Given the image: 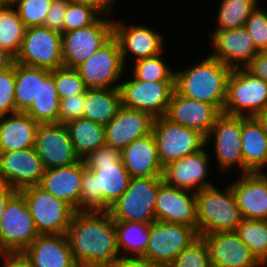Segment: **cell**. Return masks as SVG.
<instances>
[{
  "instance_id": "43",
  "label": "cell",
  "mask_w": 267,
  "mask_h": 267,
  "mask_svg": "<svg viewBox=\"0 0 267 267\" xmlns=\"http://www.w3.org/2000/svg\"><path fill=\"white\" fill-rule=\"evenodd\" d=\"M53 0H20L16 7L20 19L27 28L43 26Z\"/></svg>"
},
{
  "instance_id": "32",
  "label": "cell",
  "mask_w": 267,
  "mask_h": 267,
  "mask_svg": "<svg viewBox=\"0 0 267 267\" xmlns=\"http://www.w3.org/2000/svg\"><path fill=\"white\" fill-rule=\"evenodd\" d=\"M60 98L51 70L40 68V92L25 111L39 124L59 123Z\"/></svg>"
},
{
  "instance_id": "52",
  "label": "cell",
  "mask_w": 267,
  "mask_h": 267,
  "mask_svg": "<svg viewBox=\"0 0 267 267\" xmlns=\"http://www.w3.org/2000/svg\"><path fill=\"white\" fill-rule=\"evenodd\" d=\"M17 191L9 184L0 181V220L6 203Z\"/></svg>"
},
{
  "instance_id": "42",
  "label": "cell",
  "mask_w": 267,
  "mask_h": 267,
  "mask_svg": "<svg viewBox=\"0 0 267 267\" xmlns=\"http://www.w3.org/2000/svg\"><path fill=\"white\" fill-rule=\"evenodd\" d=\"M101 13L91 5L70 1L66 10L63 33L92 25Z\"/></svg>"
},
{
  "instance_id": "17",
  "label": "cell",
  "mask_w": 267,
  "mask_h": 267,
  "mask_svg": "<svg viewBox=\"0 0 267 267\" xmlns=\"http://www.w3.org/2000/svg\"><path fill=\"white\" fill-rule=\"evenodd\" d=\"M242 116L221 113L206 138V144L212 138L215 141V155L223 171L239 165L243 174L242 153ZM215 136V137H213Z\"/></svg>"
},
{
  "instance_id": "25",
  "label": "cell",
  "mask_w": 267,
  "mask_h": 267,
  "mask_svg": "<svg viewBox=\"0 0 267 267\" xmlns=\"http://www.w3.org/2000/svg\"><path fill=\"white\" fill-rule=\"evenodd\" d=\"M230 186L242 219L267 220V180L260 172L243 173Z\"/></svg>"
},
{
  "instance_id": "48",
  "label": "cell",
  "mask_w": 267,
  "mask_h": 267,
  "mask_svg": "<svg viewBox=\"0 0 267 267\" xmlns=\"http://www.w3.org/2000/svg\"><path fill=\"white\" fill-rule=\"evenodd\" d=\"M245 68L254 76L267 82V49L261 50Z\"/></svg>"
},
{
  "instance_id": "56",
  "label": "cell",
  "mask_w": 267,
  "mask_h": 267,
  "mask_svg": "<svg viewBox=\"0 0 267 267\" xmlns=\"http://www.w3.org/2000/svg\"><path fill=\"white\" fill-rule=\"evenodd\" d=\"M262 174V176L267 180V173L265 171H261L260 172Z\"/></svg>"
},
{
  "instance_id": "12",
  "label": "cell",
  "mask_w": 267,
  "mask_h": 267,
  "mask_svg": "<svg viewBox=\"0 0 267 267\" xmlns=\"http://www.w3.org/2000/svg\"><path fill=\"white\" fill-rule=\"evenodd\" d=\"M124 68L120 45L114 36L75 67L87 88H119Z\"/></svg>"
},
{
  "instance_id": "7",
  "label": "cell",
  "mask_w": 267,
  "mask_h": 267,
  "mask_svg": "<svg viewBox=\"0 0 267 267\" xmlns=\"http://www.w3.org/2000/svg\"><path fill=\"white\" fill-rule=\"evenodd\" d=\"M25 198L39 235L66 234L75 210L39 185L19 191Z\"/></svg>"
},
{
  "instance_id": "29",
  "label": "cell",
  "mask_w": 267,
  "mask_h": 267,
  "mask_svg": "<svg viewBox=\"0 0 267 267\" xmlns=\"http://www.w3.org/2000/svg\"><path fill=\"white\" fill-rule=\"evenodd\" d=\"M38 125L22 111L0 116V152L33 148Z\"/></svg>"
},
{
  "instance_id": "11",
  "label": "cell",
  "mask_w": 267,
  "mask_h": 267,
  "mask_svg": "<svg viewBox=\"0 0 267 267\" xmlns=\"http://www.w3.org/2000/svg\"><path fill=\"white\" fill-rule=\"evenodd\" d=\"M15 62L48 70L64 66L62 34L45 26L27 28Z\"/></svg>"
},
{
  "instance_id": "55",
  "label": "cell",
  "mask_w": 267,
  "mask_h": 267,
  "mask_svg": "<svg viewBox=\"0 0 267 267\" xmlns=\"http://www.w3.org/2000/svg\"><path fill=\"white\" fill-rule=\"evenodd\" d=\"M20 0H1V5H9L14 6L17 4Z\"/></svg>"
},
{
  "instance_id": "46",
  "label": "cell",
  "mask_w": 267,
  "mask_h": 267,
  "mask_svg": "<svg viewBox=\"0 0 267 267\" xmlns=\"http://www.w3.org/2000/svg\"><path fill=\"white\" fill-rule=\"evenodd\" d=\"M85 93L60 99L59 123L83 118Z\"/></svg>"
},
{
  "instance_id": "15",
  "label": "cell",
  "mask_w": 267,
  "mask_h": 267,
  "mask_svg": "<svg viewBox=\"0 0 267 267\" xmlns=\"http://www.w3.org/2000/svg\"><path fill=\"white\" fill-rule=\"evenodd\" d=\"M34 149L46 169L69 166L80 160L76 154L68 129L62 123L39 124Z\"/></svg>"
},
{
  "instance_id": "20",
  "label": "cell",
  "mask_w": 267,
  "mask_h": 267,
  "mask_svg": "<svg viewBox=\"0 0 267 267\" xmlns=\"http://www.w3.org/2000/svg\"><path fill=\"white\" fill-rule=\"evenodd\" d=\"M220 114L214 105L185 97L175 89L164 116L207 137Z\"/></svg>"
},
{
  "instance_id": "38",
  "label": "cell",
  "mask_w": 267,
  "mask_h": 267,
  "mask_svg": "<svg viewBox=\"0 0 267 267\" xmlns=\"http://www.w3.org/2000/svg\"><path fill=\"white\" fill-rule=\"evenodd\" d=\"M258 0H222L217 13V30L242 28Z\"/></svg>"
},
{
  "instance_id": "24",
  "label": "cell",
  "mask_w": 267,
  "mask_h": 267,
  "mask_svg": "<svg viewBox=\"0 0 267 267\" xmlns=\"http://www.w3.org/2000/svg\"><path fill=\"white\" fill-rule=\"evenodd\" d=\"M155 220L183 224L197 230L195 193L163 182L156 200Z\"/></svg>"
},
{
  "instance_id": "16",
  "label": "cell",
  "mask_w": 267,
  "mask_h": 267,
  "mask_svg": "<svg viewBox=\"0 0 267 267\" xmlns=\"http://www.w3.org/2000/svg\"><path fill=\"white\" fill-rule=\"evenodd\" d=\"M45 168L33 148L0 152V181L16 191L40 185Z\"/></svg>"
},
{
  "instance_id": "6",
  "label": "cell",
  "mask_w": 267,
  "mask_h": 267,
  "mask_svg": "<svg viewBox=\"0 0 267 267\" xmlns=\"http://www.w3.org/2000/svg\"><path fill=\"white\" fill-rule=\"evenodd\" d=\"M266 108L267 82L254 76L246 68L232 69L227 80V97L223 113L255 117Z\"/></svg>"
},
{
  "instance_id": "40",
  "label": "cell",
  "mask_w": 267,
  "mask_h": 267,
  "mask_svg": "<svg viewBox=\"0 0 267 267\" xmlns=\"http://www.w3.org/2000/svg\"><path fill=\"white\" fill-rule=\"evenodd\" d=\"M60 99L85 93L87 87L75 68L61 66L51 70Z\"/></svg>"
},
{
  "instance_id": "51",
  "label": "cell",
  "mask_w": 267,
  "mask_h": 267,
  "mask_svg": "<svg viewBox=\"0 0 267 267\" xmlns=\"http://www.w3.org/2000/svg\"><path fill=\"white\" fill-rule=\"evenodd\" d=\"M73 2H79L88 4L96 8L102 15L109 16L112 14V4L115 0H70Z\"/></svg>"
},
{
  "instance_id": "47",
  "label": "cell",
  "mask_w": 267,
  "mask_h": 267,
  "mask_svg": "<svg viewBox=\"0 0 267 267\" xmlns=\"http://www.w3.org/2000/svg\"><path fill=\"white\" fill-rule=\"evenodd\" d=\"M69 2L70 0H53L43 26L62 34L65 14Z\"/></svg>"
},
{
  "instance_id": "30",
  "label": "cell",
  "mask_w": 267,
  "mask_h": 267,
  "mask_svg": "<svg viewBox=\"0 0 267 267\" xmlns=\"http://www.w3.org/2000/svg\"><path fill=\"white\" fill-rule=\"evenodd\" d=\"M243 173H256L267 167V134L255 117L242 116Z\"/></svg>"
},
{
  "instance_id": "41",
  "label": "cell",
  "mask_w": 267,
  "mask_h": 267,
  "mask_svg": "<svg viewBox=\"0 0 267 267\" xmlns=\"http://www.w3.org/2000/svg\"><path fill=\"white\" fill-rule=\"evenodd\" d=\"M167 267H211L209 249L202 236L182 250Z\"/></svg>"
},
{
  "instance_id": "35",
  "label": "cell",
  "mask_w": 267,
  "mask_h": 267,
  "mask_svg": "<svg viewBox=\"0 0 267 267\" xmlns=\"http://www.w3.org/2000/svg\"><path fill=\"white\" fill-rule=\"evenodd\" d=\"M40 92V68L15 62L16 112H25L37 100Z\"/></svg>"
},
{
  "instance_id": "14",
  "label": "cell",
  "mask_w": 267,
  "mask_h": 267,
  "mask_svg": "<svg viewBox=\"0 0 267 267\" xmlns=\"http://www.w3.org/2000/svg\"><path fill=\"white\" fill-rule=\"evenodd\" d=\"M132 79L120 83L122 106L147 112L154 118L164 116L175 90V81Z\"/></svg>"
},
{
  "instance_id": "5",
  "label": "cell",
  "mask_w": 267,
  "mask_h": 267,
  "mask_svg": "<svg viewBox=\"0 0 267 267\" xmlns=\"http://www.w3.org/2000/svg\"><path fill=\"white\" fill-rule=\"evenodd\" d=\"M162 176L134 177L127 190L110 206L114 221L152 223L155 221V206Z\"/></svg>"
},
{
  "instance_id": "21",
  "label": "cell",
  "mask_w": 267,
  "mask_h": 267,
  "mask_svg": "<svg viewBox=\"0 0 267 267\" xmlns=\"http://www.w3.org/2000/svg\"><path fill=\"white\" fill-rule=\"evenodd\" d=\"M154 117L144 111L124 106L114 118L105 125V144L122 150L136 139L152 132Z\"/></svg>"
},
{
  "instance_id": "26",
  "label": "cell",
  "mask_w": 267,
  "mask_h": 267,
  "mask_svg": "<svg viewBox=\"0 0 267 267\" xmlns=\"http://www.w3.org/2000/svg\"><path fill=\"white\" fill-rule=\"evenodd\" d=\"M23 253L33 267H79L66 234L38 235Z\"/></svg>"
},
{
  "instance_id": "10",
  "label": "cell",
  "mask_w": 267,
  "mask_h": 267,
  "mask_svg": "<svg viewBox=\"0 0 267 267\" xmlns=\"http://www.w3.org/2000/svg\"><path fill=\"white\" fill-rule=\"evenodd\" d=\"M23 195L17 191L6 203L0 220V254L23 252L38 236Z\"/></svg>"
},
{
  "instance_id": "19",
  "label": "cell",
  "mask_w": 267,
  "mask_h": 267,
  "mask_svg": "<svg viewBox=\"0 0 267 267\" xmlns=\"http://www.w3.org/2000/svg\"><path fill=\"white\" fill-rule=\"evenodd\" d=\"M208 249L211 267L263 266L235 231L202 235Z\"/></svg>"
},
{
  "instance_id": "44",
  "label": "cell",
  "mask_w": 267,
  "mask_h": 267,
  "mask_svg": "<svg viewBox=\"0 0 267 267\" xmlns=\"http://www.w3.org/2000/svg\"><path fill=\"white\" fill-rule=\"evenodd\" d=\"M15 63L7 70L0 71V116L16 112Z\"/></svg>"
},
{
  "instance_id": "33",
  "label": "cell",
  "mask_w": 267,
  "mask_h": 267,
  "mask_svg": "<svg viewBox=\"0 0 267 267\" xmlns=\"http://www.w3.org/2000/svg\"><path fill=\"white\" fill-rule=\"evenodd\" d=\"M70 139L76 154L83 159L88 153L105 145V127L94 121L79 118L67 122Z\"/></svg>"
},
{
  "instance_id": "3",
  "label": "cell",
  "mask_w": 267,
  "mask_h": 267,
  "mask_svg": "<svg viewBox=\"0 0 267 267\" xmlns=\"http://www.w3.org/2000/svg\"><path fill=\"white\" fill-rule=\"evenodd\" d=\"M231 68L208 56L201 63L175 72V89L183 96L214 105L221 113L226 103Z\"/></svg>"
},
{
  "instance_id": "18",
  "label": "cell",
  "mask_w": 267,
  "mask_h": 267,
  "mask_svg": "<svg viewBox=\"0 0 267 267\" xmlns=\"http://www.w3.org/2000/svg\"><path fill=\"white\" fill-rule=\"evenodd\" d=\"M211 42L215 52L210 56L231 69L245 68L260 52L245 27L213 31Z\"/></svg>"
},
{
  "instance_id": "50",
  "label": "cell",
  "mask_w": 267,
  "mask_h": 267,
  "mask_svg": "<svg viewBox=\"0 0 267 267\" xmlns=\"http://www.w3.org/2000/svg\"><path fill=\"white\" fill-rule=\"evenodd\" d=\"M105 267H157L142 258H122L115 260Z\"/></svg>"
},
{
  "instance_id": "28",
  "label": "cell",
  "mask_w": 267,
  "mask_h": 267,
  "mask_svg": "<svg viewBox=\"0 0 267 267\" xmlns=\"http://www.w3.org/2000/svg\"><path fill=\"white\" fill-rule=\"evenodd\" d=\"M121 161L131 178L162 176L163 173L152 132L123 148Z\"/></svg>"
},
{
  "instance_id": "36",
  "label": "cell",
  "mask_w": 267,
  "mask_h": 267,
  "mask_svg": "<svg viewBox=\"0 0 267 267\" xmlns=\"http://www.w3.org/2000/svg\"><path fill=\"white\" fill-rule=\"evenodd\" d=\"M26 29L15 6L0 5V46L14 57L20 50Z\"/></svg>"
},
{
  "instance_id": "4",
  "label": "cell",
  "mask_w": 267,
  "mask_h": 267,
  "mask_svg": "<svg viewBox=\"0 0 267 267\" xmlns=\"http://www.w3.org/2000/svg\"><path fill=\"white\" fill-rule=\"evenodd\" d=\"M224 191L214 185L195 193L199 236L235 231L242 217L230 184Z\"/></svg>"
},
{
  "instance_id": "2",
  "label": "cell",
  "mask_w": 267,
  "mask_h": 267,
  "mask_svg": "<svg viewBox=\"0 0 267 267\" xmlns=\"http://www.w3.org/2000/svg\"><path fill=\"white\" fill-rule=\"evenodd\" d=\"M66 235L79 267H105L121 257L109 211H75Z\"/></svg>"
},
{
  "instance_id": "23",
  "label": "cell",
  "mask_w": 267,
  "mask_h": 267,
  "mask_svg": "<svg viewBox=\"0 0 267 267\" xmlns=\"http://www.w3.org/2000/svg\"><path fill=\"white\" fill-rule=\"evenodd\" d=\"M125 25L113 21V36L119 42L124 66L128 53L134 56L136 62L164 51V39L160 33L142 25Z\"/></svg>"
},
{
  "instance_id": "45",
  "label": "cell",
  "mask_w": 267,
  "mask_h": 267,
  "mask_svg": "<svg viewBox=\"0 0 267 267\" xmlns=\"http://www.w3.org/2000/svg\"><path fill=\"white\" fill-rule=\"evenodd\" d=\"M244 27L251 34L256 47L267 49V12L257 6L245 22Z\"/></svg>"
},
{
  "instance_id": "34",
  "label": "cell",
  "mask_w": 267,
  "mask_h": 267,
  "mask_svg": "<svg viewBox=\"0 0 267 267\" xmlns=\"http://www.w3.org/2000/svg\"><path fill=\"white\" fill-rule=\"evenodd\" d=\"M117 231V247L130 252L132 256L123 255L122 258H142L147 249L151 223L115 221Z\"/></svg>"
},
{
  "instance_id": "8",
  "label": "cell",
  "mask_w": 267,
  "mask_h": 267,
  "mask_svg": "<svg viewBox=\"0 0 267 267\" xmlns=\"http://www.w3.org/2000/svg\"><path fill=\"white\" fill-rule=\"evenodd\" d=\"M198 237V231L191 226L155 220L151 223L147 249L142 259L157 267H167Z\"/></svg>"
},
{
  "instance_id": "54",
  "label": "cell",
  "mask_w": 267,
  "mask_h": 267,
  "mask_svg": "<svg viewBox=\"0 0 267 267\" xmlns=\"http://www.w3.org/2000/svg\"><path fill=\"white\" fill-rule=\"evenodd\" d=\"M255 118L257 119V121L261 124L263 130L266 132L267 134V108L264 111H261L260 113H258Z\"/></svg>"
},
{
  "instance_id": "22",
  "label": "cell",
  "mask_w": 267,
  "mask_h": 267,
  "mask_svg": "<svg viewBox=\"0 0 267 267\" xmlns=\"http://www.w3.org/2000/svg\"><path fill=\"white\" fill-rule=\"evenodd\" d=\"M208 164L209 155L202 148L182 159L166 164L163 167V181L169 186L193 190L196 193L213 185L205 180L208 176Z\"/></svg>"
},
{
  "instance_id": "53",
  "label": "cell",
  "mask_w": 267,
  "mask_h": 267,
  "mask_svg": "<svg viewBox=\"0 0 267 267\" xmlns=\"http://www.w3.org/2000/svg\"><path fill=\"white\" fill-rule=\"evenodd\" d=\"M14 63L15 57L0 46V71L9 69Z\"/></svg>"
},
{
  "instance_id": "13",
  "label": "cell",
  "mask_w": 267,
  "mask_h": 267,
  "mask_svg": "<svg viewBox=\"0 0 267 267\" xmlns=\"http://www.w3.org/2000/svg\"><path fill=\"white\" fill-rule=\"evenodd\" d=\"M100 16L92 25L62 33V57L66 67L75 68L113 36V21Z\"/></svg>"
},
{
  "instance_id": "39",
  "label": "cell",
  "mask_w": 267,
  "mask_h": 267,
  "mask_svg": "<svg viewBox=\"0 0 267 267\" xmlns=\"http://www.w3.org/2000/svg\"><path fill=\"white\" fill-rule=\"evenodd\" d=\"M161 56L163 52L136 61L131 70L133 77L142 81H175V72L166 65Z\"/></svg>"
},
{
  "instance_id": "9",
  "label": "cell",
  "mask_w": 267,
  "mask_h": 267,
  "mask_svg": "<svg viewBox=\"0 0 267 267\" xmlns=\"http://www.w3.org/2000/svg\"><path fill=\"white\" fill-rule=\"evenodd\" d=\"M152 133L163 167L206 147V138L199 131L174 123L165 116L154 119Z\"/></svg>"
},
{
  "instance_id": "31",
  "label": "cell",
  "mask_w": 267,
  "mask_h": 267,
  "mask_svg": "<svg viewBox=\"0 0 267 267\" xmlns=\"http://www.w3.org/2000/svg\"><path fill=\"white\" fill-rule=\"evenodd\" d=\"M122 106L119 88H87L83 118L107 125Z\"/></svg>"
},
{
  "instance_id": "49",
  "label": "cell",
  "mask_w": 267,
  "mask_h": 267,
  "mask_svg": "<svg viewBox=\"0 0 267 267\" xmlns=\"http://www.w3.org/2000/svg\"><path fill=\"white\" fill-rule=\"evenodd\" d=\"M2 257L5 260L2 267H33L31 261L23 252L1 253L0 258Z\"/></svg>"
},
{
  "instance_id": "37",
  "label": "cell",
  "mask_w": 267,
  "mask_h": 267,
  "mask_svg": "<svg viewBox=\"0 0 267 267\" xmlns=\"http://www.w3.org/2000/svg\"><path fill=\"white\" fill-rule=\"evenodd\" d=\"M235 232L257 260L267 263V220L242 219Z\"/></svg>"
},
{
  "instance_id": "27",
  "label": "cell",
  "mask_w": 267,
  "mask_h": 267,
  "mask_svg": "<svg viewBox=\"0 0 267 267\" xmlns=\"http://www.w3.org/2000/svg\"><path fill=\"white\" fill-rule=\"evenodd\" d=\"M83 160L69 166L46 169L40 187L79 211Z\"/></svg>"
},
{
  "instance_id": "1",
  "label": "cell",
  "mask_w": 267,
  "mask_h": 267,
  "mask_svg": "<svg viewBox=\"0 0 267 267\" xmlns=\"http://www.w3.org/2000/svg\"><path fill=\"white\" fill-rule=\"evenodd\" d=\"M82 160L79 211H108L127 190L131 179L121 161V150L105 144Z\"/></svg>"
}]
</instances>
